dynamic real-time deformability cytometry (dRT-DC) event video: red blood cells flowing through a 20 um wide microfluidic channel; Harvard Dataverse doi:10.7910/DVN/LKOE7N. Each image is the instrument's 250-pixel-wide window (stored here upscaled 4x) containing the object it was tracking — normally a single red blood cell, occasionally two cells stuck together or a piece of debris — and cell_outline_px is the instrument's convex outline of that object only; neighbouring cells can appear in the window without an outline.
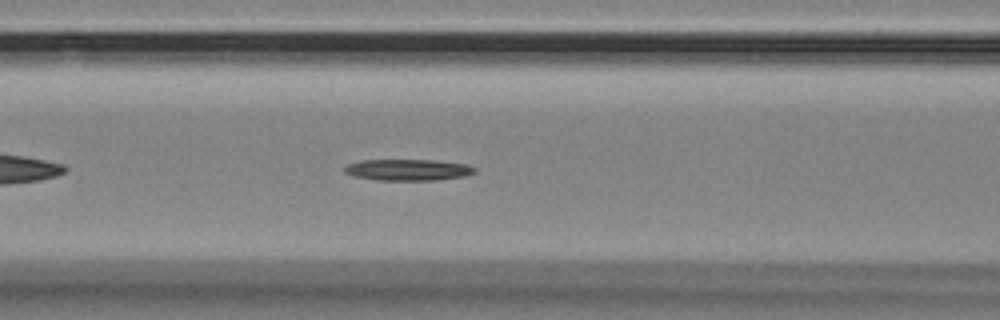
{"species": "Egyptian fruit bat (a non-hibernating species)", "species_latin": "Rousettus aegyptiacus", "temperature_condition": "room temperature", "stored_images_in_passage": 44, "camera_frame_rate_fps": 3000, "um_per_image_px": 0.085, "animal": {"sex": "female"}, "frame": {"image": 1, "passage_image": 10, "time_ms": 3.0, "image_size_px": [1000, 320], "cell_outline_px": [[476, 172], [464, 176], [436, 180], [380, 180], [352, 176], [344, 172], [344, 164], [360, 160], [432, 160], [464, 164], [476, 168]], "centroid_in_image_um": [34.61, 14.43], "position_along_channel_um": 132.0, "area_um2": 16.18}}
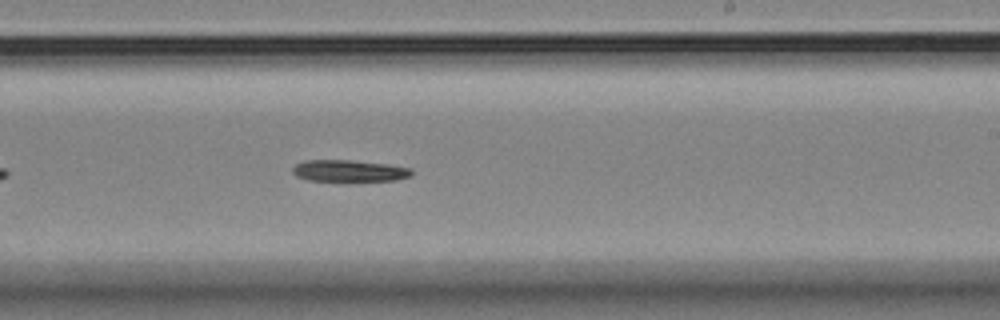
{"frame": {"image": 2, "passage_image": 21, "time_ms": 6.667, "image_size_px": [1000, 320], "cell_outline_px": [[412, 176], [396, 180], [348, 184], [308, 180], [296, 176], [292, 172], [292, 168], [296, 164], [304, 160], [352, 160], [388, 164], [412, 168]], "centroid_in_image_um": [29.7, 14.57], "position_along_channel_um": 259.3, "area_um2": 16.18}}
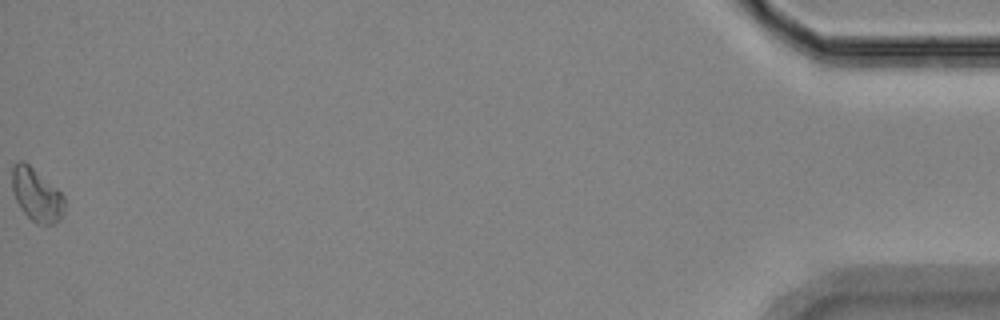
{"frame": {"image": 3, "passage_image": 44, "time_ms": 14.333, "image_size_px": [1000, 320], "cell_outline_px": [[64, 212], [60, 220], [56, 224], [36, 224], [24, 212], [16, 200], [12, 188], [12, 168], [20, 160], [24, 160], [56, 188], [64, 196]], "centroid_in_image_um": [3.12, 16.58], "position_along_channel_um": 432.1, "area_um2": 16.01}}